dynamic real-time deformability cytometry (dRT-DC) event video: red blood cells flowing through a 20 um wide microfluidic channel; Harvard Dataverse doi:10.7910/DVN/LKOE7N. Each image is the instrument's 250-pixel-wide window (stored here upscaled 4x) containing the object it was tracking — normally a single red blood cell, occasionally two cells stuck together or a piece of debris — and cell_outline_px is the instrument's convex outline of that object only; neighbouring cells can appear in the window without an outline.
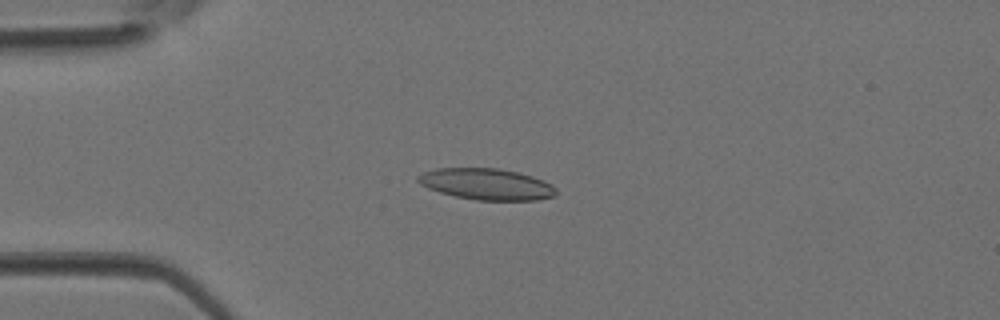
{"species": "Egyptian fruit bat (a non-hibernating species)", "species_latin": "Rousettus aegyptiacus", "temperature_condition": "room temperature", "stored_images_in_passage": 4, "camera_frame_rate_fps": 3000, "um_per_image_px": 0.085, "animal": {"sex": "female"}, "frame": {"image": 1, "passage_image": 3, "time_ms": 0.667, "image_size_px": [1000, 320], "cell_outline_px": [[556, 192], [552, 196], [536, 200], [476, 200], [456, 196], [440, 192], [428, 188], [420, 184], [416, 180], [416, 176], [424, 172], [436, 168], [500, 168], [532, 176], [544, 180], [552, 184], [556, 188]], "centroid_in_image_um": [41.34, 15.64], "position_along_channel_um": 43.7, "area_um2": 25.14}}